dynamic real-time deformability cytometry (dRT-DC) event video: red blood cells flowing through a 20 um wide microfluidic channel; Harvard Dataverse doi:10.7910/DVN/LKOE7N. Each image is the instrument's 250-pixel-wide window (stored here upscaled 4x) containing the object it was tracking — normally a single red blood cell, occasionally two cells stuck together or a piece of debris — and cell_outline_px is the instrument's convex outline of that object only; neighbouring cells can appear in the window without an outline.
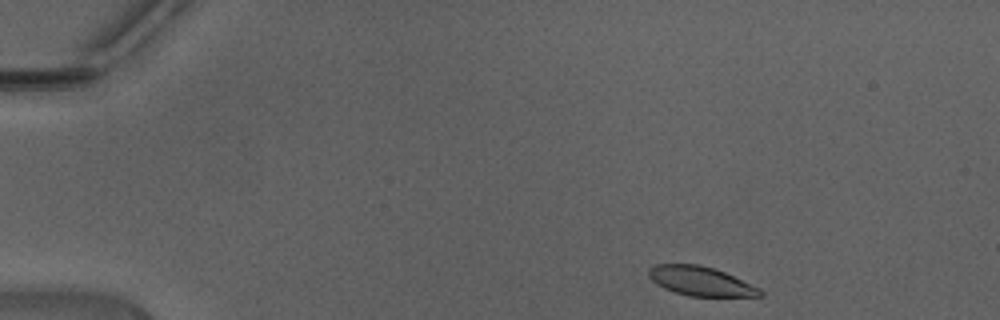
{"species": "Egyptian fruit bat (a non-hibernating species)", "species_latin": "Rousettus aegyptiacus", "temperature_condition": "warm", "stored_images_in_passage": 40, "camera_frame_rate_fps": 3000, "um_per_image_px": 0.085, "animal": {"sex": "male"}, "frame": {"image": 1, "passage_image": 1, "time_ms": 0.0, "image_size_px": [1000, 320], "cell_outline_px": [[764, 296], [688, 296], [664, 288], [656, 284], [648, 276], [648, 268], [656, 264], [700, 264], [724, 272], [760, 288], [764, 292]], "centroid_in_image_um": [59.54, 23.89], "position_along_channel_um": 25.5, "area_um2": 18.9}}
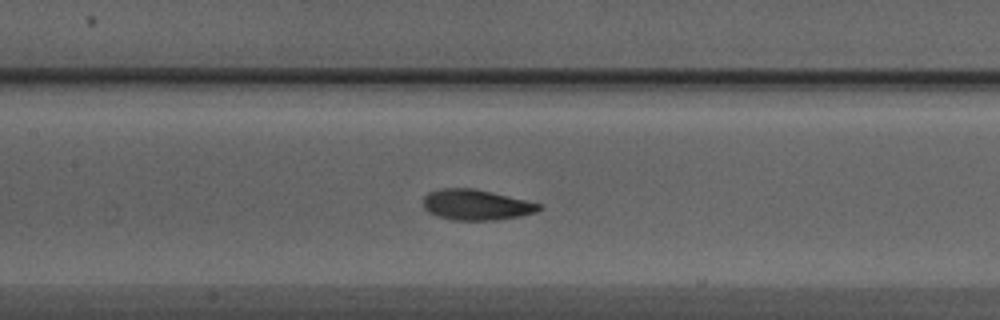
{"frame": {"image": 2, "passage_image": 17, "time_ms": 5.333, "image_size_px": [1000, 320], "cell_outline_px": [[540, 208], [536, 212], [520, 216], [496, 220], [452, 220], [436, 216], [428, 212], [424, 208], [424, 196], [428, 192], [444, 188], [472, 188], [524, 200], [540, 204]], "centroid_in_image_um": [40.42, 17.42], "position_along_channel_um": 167.0, "area_um2": 20.35}}
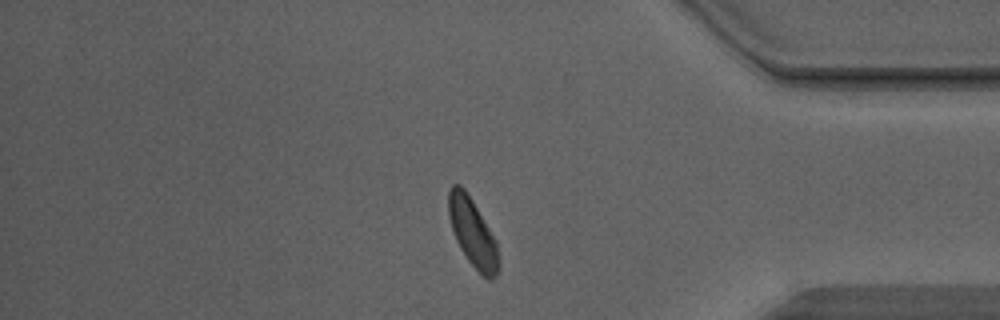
{"frame": {"image": 3, "passage_image": 34, "time_ms": 11.0, "image_size_px": [1000, 320], "cell_outline_px": [[500, 268], [496, 276], [492, 280], [488, 280], [468, 260], [460, 248], [456, 240], [448, 216], [448, 192], [452, 184], [460, 184], [464, 188], [472, 200], [496, 240], [500, 260]], "centroid_in_image_um": [40.19, 19.79], "position_along_channel_um": 395.0, "area_um2": 19.88}, "authors_computed_cell_mechanics": {"area_um2": 20.4034, "velocity_mm_per_s": 4.4112, "shape_relaxation_time_tau1_ms": 2.387, "shape_relaxation_time_tau2_ms": 1.557, "deformation_change_tau1": 0.1308, "deformation_change_tau2": 0.062}}